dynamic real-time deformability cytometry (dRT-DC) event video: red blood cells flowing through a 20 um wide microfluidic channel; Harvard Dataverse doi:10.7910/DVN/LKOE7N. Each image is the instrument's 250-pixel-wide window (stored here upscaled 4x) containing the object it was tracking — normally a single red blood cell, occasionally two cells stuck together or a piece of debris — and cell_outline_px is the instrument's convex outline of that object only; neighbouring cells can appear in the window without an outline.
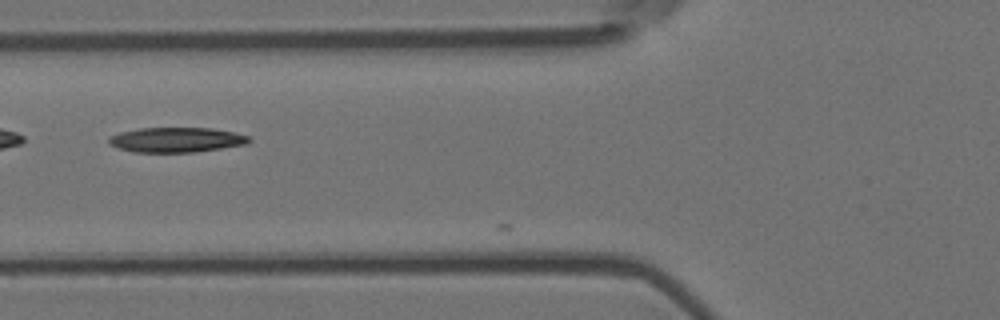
{"species": "Egyptian fruit bat (a non-hibernating species)", "species_latin": "Rousettus aegyptiacus", "temperature_condition": "room temperature", "stored_images_in_passage": 5, "camera_frame_rate_fps": 3000, "um_per_image_px": 0.085, "animal": {"sex": "female"}, "frame": {"image": 1, "passage_image": 4, "time_ms": 1.0, "image_size_px": [1000, 320], "cell_outline_px": [[252, 140], [248, 144], [196, 152], [132, 152], [108, 144], [108, 136], [120, 132], [140, 128], [212, 128], [232, 132], [248, 136]], "centroid_in_image_um": [14.98, 11.89], "position_along_channel_um": 110.8, "area_um2": 20.4}}